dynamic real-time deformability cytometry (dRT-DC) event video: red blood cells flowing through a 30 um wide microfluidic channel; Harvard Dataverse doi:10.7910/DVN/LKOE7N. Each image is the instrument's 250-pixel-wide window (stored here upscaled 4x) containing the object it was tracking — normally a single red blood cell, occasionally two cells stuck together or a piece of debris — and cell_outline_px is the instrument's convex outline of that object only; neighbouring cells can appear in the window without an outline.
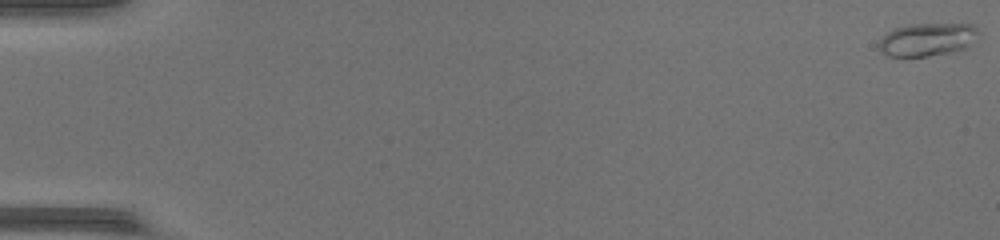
{"species": "common noctule bat (a hibernating species)", "species_latin": "Nyctalus noctula", "temperature_condition": "warm", "stored_images_in_passage": 11, "camera_frame_rate_fps": 3000, "um_per_image_px": 0.085, "animal": {"sex": "female", "body_mass_g": 17.0, "forearm_length_mm": 48.0}, "frame": {"image": 1, "passage_image": 1, "time_ms": 0.0, "image_size_px": [1000, 240], "cell_outline_px": [[980, 36], [964, 48], [928, 56], [888, 56], [880, 48], [880, 40], [892, 28], [908, 24], [972, 24], [980, 32]], "centroid_in_image_um": [78.84, 3.33], "position_along_channel_um": 6.2, "area_um2": 18.9}}